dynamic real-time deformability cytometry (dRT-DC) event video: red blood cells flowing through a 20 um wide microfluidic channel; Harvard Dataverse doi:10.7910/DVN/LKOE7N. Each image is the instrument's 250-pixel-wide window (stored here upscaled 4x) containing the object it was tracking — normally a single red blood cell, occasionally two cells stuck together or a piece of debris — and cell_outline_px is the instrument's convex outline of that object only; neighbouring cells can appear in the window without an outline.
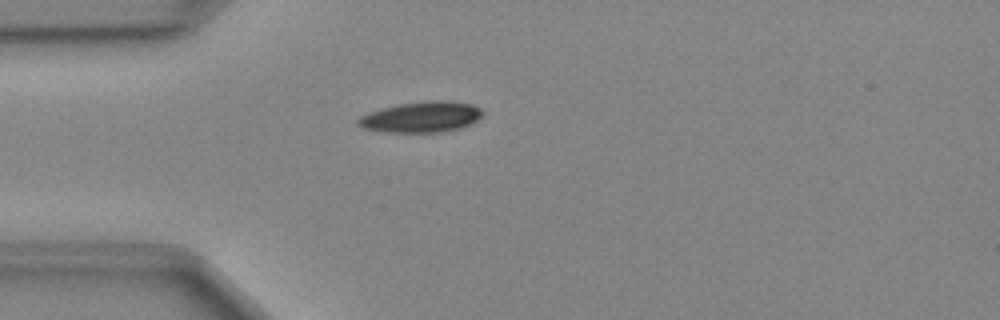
{"species": "Egyptian fruit bat (a non-hibernating species)", "species_latin": "Rousettus aegyptiacus", "temperature_condition": "cold", "stored_images_in_passage": 36, "camera_frame_rate_fps": 3000, "um_per_image_px": 0.085, "animal": {"sex": "female"}, "frame": {"image": 1, "passage_image": 1, "time_ms": 0.0, "image_size_px": [1000, 320], "cell_outline_px": [[484, 116], [472, 124], [460, 128], [440, 132], [388, 132], [364, 128], [356, 124], [356, 120], [360, 116], [368, 112], [396, 104], [432, 100], [448, 100], [472, 104], [480, 108], [484, 112]], "centroid_in_image_um": [35.85, 9.93], "position_along_channel_um": 49.2, "area_um2": 22.6}}
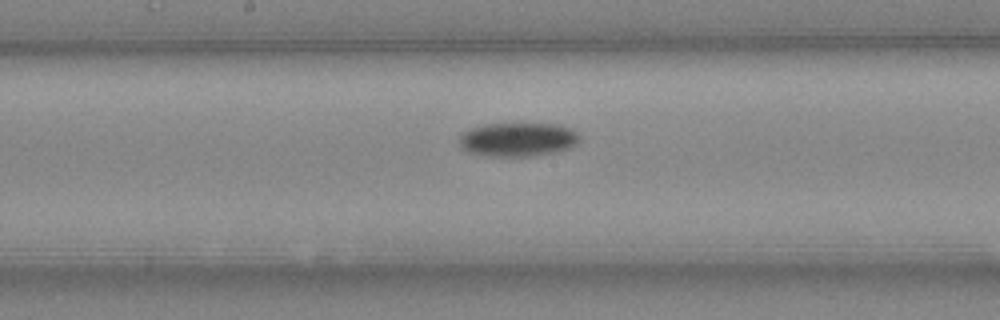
{"frame": {"image": 2, "passage_image": 13, "time_ms": 4.0, "image_size_px": [1000, 320], "cell_outline_px": [[580, 140], [572, 148], [556, 152], [536, 156], [484, 156], [468, 152], [460, 148], [460, 136], [464, 132], [472, 128], [484, 124], [560, 124], [572, 128], [580, 136]], "centroid_in_image_um": [44.06, 11.87], "position_along_channel_um": 204.1, "area_um2": 24.04}}
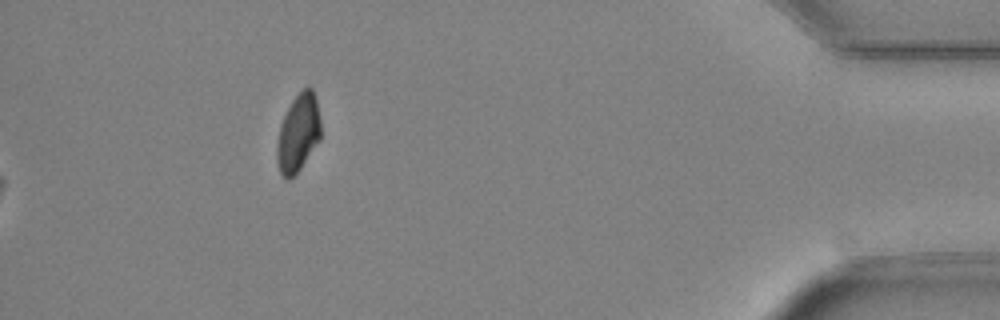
{"frame": {"image": 3, "passage_image": 32, "time_ms": 10.333, "image_size_px": [1000, 320], "cell_outline_px": [[320, 140], [300, 168], [288, 180], [280, 172], [276, 160], [276, 144], [280, 124], [292, 100], [308, 84], [312, 88], [316, 96], [320, 120]], "centroid_in_image_um": [25.34, 11.28], "position_along_channel_um": 409.9, "area_um2": 19.83}}